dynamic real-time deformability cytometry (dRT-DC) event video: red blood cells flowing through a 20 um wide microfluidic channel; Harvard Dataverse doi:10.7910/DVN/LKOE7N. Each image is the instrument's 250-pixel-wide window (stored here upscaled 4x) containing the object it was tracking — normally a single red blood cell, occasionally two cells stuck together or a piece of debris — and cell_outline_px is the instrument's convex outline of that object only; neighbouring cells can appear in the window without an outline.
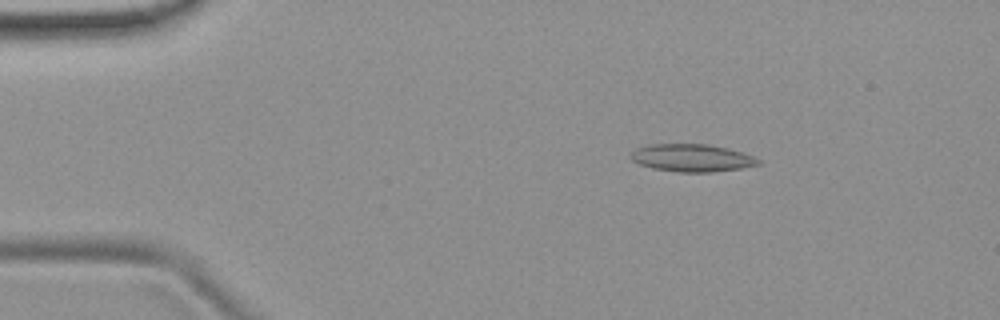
{"species": "common noctule bat (a hibernating species)", "species_latin": "Nyctalus noctula", "temperature_condition": "room temperature", "stored_images_in_passage": 47, "camera_frame_rate_fps": 3000, "um_per_image_px": 0.085, "animal": {"sex": "female", "body_mass_g": 19.9}, "frame": {"image": 1, "passage_image": 3, "time_ms": 0.667, "image_size_px": [1000, 320], "cell_outline_px": [[764, 160], [760, 164], [740, 168], [712, 172], [676, 172], [652, 168], [640, 164], [632, 160], [628, 156], [636, 148], [652, 144], [708, 144], [728, 148]], "centroid_in_image_um": [58.81, 13.42], "position_along_channel_um": 26.2, "area_um2": 20.52}}
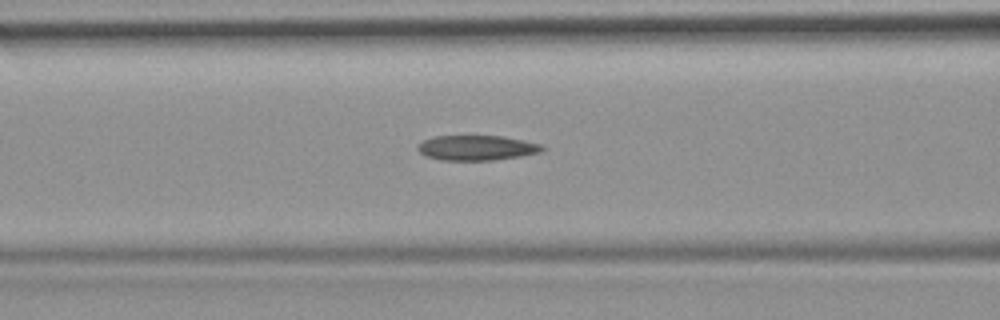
{"frame": {"image": 2, "passage_image": 16, "time_ms": 5.0, "image_size_px": [1000, 320], "cell_outline_px": [[544, 148], [540, 152], [520, 156], [492, 160], [440, 160], [424, 156], [416, 148], [424, 140], [432, 136], [500, 136], [524, 140], [540, 144]], "centroid_in_image_um": [40.48, 12.56], "position_along_channel_um": 126.1, "area_um2": 18.03}}
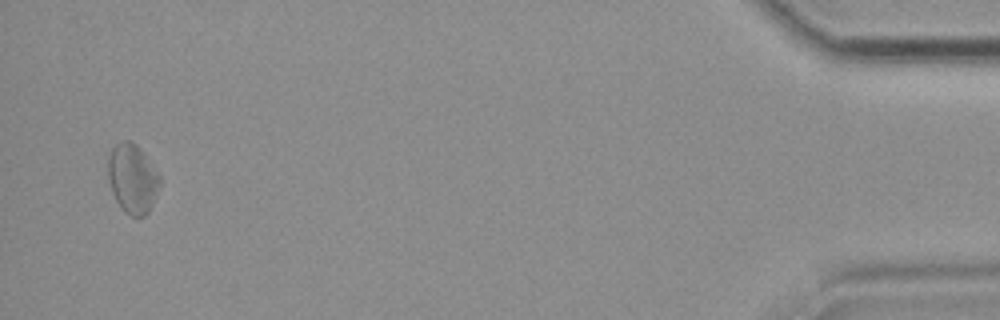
{"frame": {"image": 3, "passage_image": 46, "time_ms": 15.0, "image_size_px": [1000, 320], "cell_outline_px": [[160, 188], [148, 212], [144, 216], [132, 216], [124, 212], [116, 200], [112, 192], [108, 180], [108, 160], [112, 148], [116, 144], [124, 140], [128, 140], [136, 144], [140, 148], [160, 176]], "centroid_in_image_um": [11.26, 15.19], "position_along_channel_um": 423.9, "area_um2": 20.81}, "authors_computed_cell_mechanics": {"area_um2": 18.9584, "velocity_mm_per_s": 3.7989, "shape_relaxation_time_tau1_ms": null, "shape_relaxation_time_tau2_ms": 8.8503, "deformation_change_tau1": null, "deformation_change_tau2": 0.196}}